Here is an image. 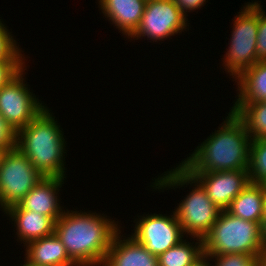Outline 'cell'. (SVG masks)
<instances>
[{"label":"cell","instance_id":"ac0fdd59","mask_svg":"<svg viewBox=\"0 0 266 266\" xmlns=\"http://www.w3.org/2000/svg\"><path fill=\"white\" fill-rule=\"evenodd\" d=\"M236 80V91L239 92L234 103H252L266 99V61L256 62Z\"/></svg>","mask_w":266,"mask_h":266},{"label":"cell","instance_id":"d6a6232c","mask_svg":"<svg viewBox=\"0 0 266 266\" xmlns=\"http://www.w3.org/2000/svg\"><path fill=\"white\" fill-rule=\"evenodd\" d=\"M20 266H38V265L30 264V263H28V262L25 260V261H24V264H21Z\"/></svg>","mask_w":266,"mask_h":266},{"label":"cell","instance_id":"7a4b0ae2","mask_svg":"<svg viewBox=\"0 0 266 266\" xmlns=\"http://www.w3.org/2000/svg\"><path fill=\"white\" fill-rule=\"evenodd\" d=\"M218 130L179 163L188 172L247 170L250 138L243 121L230 110Z\"/></svg>","mask_w":266,"mask_h":266},{"label":"cell","instance_id":"4dcf8cb0","mask_svg":"<svg viewBox=\"0 0 266 266\" xmlns=\"http://www.w3.org/2000/svg\"><path fill=\"white\" fill-rule=\"evenodd\" d=\"M6 151H7V150L0 148V165H1V162H2L3 156H4V154L6 153Z\"/></svg>","mask_w":266,"mask_h":266},{"label":"cell","instance_id":"ba28073f","mask_svg":"<svg viewBox=\"0 0 266 266\" xmlns=\"http://www.w3.org/2000/svg\"><path fill=\"white\" fill-rule=\"evenodd\" d=\"M25 70L26 66L0 89V115L16 132L47 108L30 92L32 90L23 78Z\"/></svg>","mask_w":266,"mask_h":266},{"label":"cell","instance_id":"f1b7e54d","mask_svg":"<svg viewBox=\"0 0 266 266\" xmlns=\"http://www.w3.org/2000/svg\"><path fill=\"white\" fill-rule=\"evenodd\" d=\"M260 229L262 244L264 246V249H266V215H263V220L261 222Z\"/></svg>","mask_w":266,"mask_h":266},{"label":"cell","instance_id":"83f0119b","mask_svg":"<svg viewBox=\"0 0 266 266\" xmlns=\"http://www.w3.org/2000/svg\"><path fill=\"white\" fill-rule=\"evenodd\" d=\"M209 255L203 253L192 265L190 266H212V264L208 261Z\"/></svg>","mask_w":266,"mask_h":266},{"label":"cell","instance_id":"9c48e42d","mask_svg":"<svg viewBox=\"0 0 266 266\" xmlns=\"http://www.w3.org/2000/svg\"><path fill=\"white\" fill-rule=\"evenodd\" d=\"M187 22L188 18L172 0H147L141 22L130 38L138 40L147 36L153 42L163 41L184 30L189 31Z\"/></svg>","mask_w":266,"mask_h":266},{"label":"cell","instance_id":"e0dca14e","mask_svg":"<svg viewBox=\"0 0 266 266\" xmlns=\"http://www.w3.org/2000/svg\"><path fill=\"white\" fill-rule=\"evenodd\" d=\"M265 184H248L226 209L231 215L261 223L264 215Z\"/></svg>","mask_w":266,"mask_h":266},{"label":"cell","instance_id":"5b68a950","mask_svg":"<svg viewBox=\"0 0 266 266\" xmlns=\"http://www.w3.org/2000/svg\"><path fill=\"white\" fill-rule=\"evenodd\" d=\"M260 225L261 223L244 220L222 210L202 239L203 253L250 254L259 257L264 249Z\"/></svg>","mask_w":266,"mask_h":266},{"label":"cell","instance_id":"4316f807","mask_svg":"<svg viewBox=\"0 0 266 266\" xmlns=\"http://www.w3.org/2000/svg\"><path fill=\"white\" fill-rule=\"evenodd\" d=\"M177 7L180 9V12L187 18L188 12H192L196 9L202 8L206 4V0H172ZM187 12V13H186Z\"/></svg>","mask_w":266,"mask_h":266},{"label":"cell","instance_id":"3957f363","mask_svg":"<svg viewBox=\"0 0 266 266\" xmlns=\"http://www.w3.org/2000/svg\"><path fill=\"white\" fill-rule=\"evenodd\" d=\"M53 114L47 107L28 125L19 129L16 147L44 177L66 179L64 154L67 141Z\"/></svg>","mask_w":266,"mask_h":266},{"label":"cell","instance_id":"4fadbf2b","mask_svg":"<svg viewBox=\"0 0 266 266\" xmlns=\"http://www.w3.org/2000/svg\"><path fill=\"white\" fill-rule=\"evenodd\" d=\"M120 233L121 230L115 235L102 266H158L157 256L134 237L126 239Z\"/></svg>","mask_w":266,"mask_h":266},{"label":"cell","instance_id":"1f68e13d","mask_svg":"<svg viewBox=\"0 0 266 266\" xmlns=\"http://www.w3.org/2000/svg\"><path fill=\"white\" fill-rule=\"evenodd\" d=\"M264 215H266V184H265V195H264Z\"/></svg>","mask_w":266,"mask_h":266},{"label":"cell","instance_id":"7c38bea8","mask_svg":"<svg viewBox=\"0 0 266 266\" xmlns=\"http://www.w3.org/2000/svg\"><path fill=\"white\" fill-rule=\"evenodd\" d=\"M64 180L65 179L59 177H44L20 201L19 205L24 210L41 213L56 222L65 211L64 207H61L60 197H58V192L61 190L60 188H62Z\"/></svg>","mask_w":266,"mask_h":266},{"label":"cell","instance_id":"484cf974","mask_svg":"<svg viewBox=\"0 0 266 266\" xmlns=\"http://www.w3.org/2000/svg\"><path fill=\"white\" fill-rule=\"evenodd\" d=\"M17 132L0 115V148L11 150L16 147Z\"/></svg>","mask_w":266,"mask_h":266},{"label":"cell","instance_id":"8992f818","mask_svg":"<svg viewBox=\"0 0 266 266\" xmlns=\"http://www.w3.org/2000/svg\"><path fill=\"white\" fill-rule=\"evenodd\" d=\"M240 11L233 20L231 39L222 60L226 73L234 81L256 63L258 3H246Z\"/></svg>","mask_w":266,"mask_h":266},{"label":"cell","instance_id":"30bf717a","mask_svg":"<svg viewBox=\"0 0 266 266\" xmlns=\"http://www.w3.org/2000/svg\"><path fill=\"white\" fill-rule=\"evenodd\" d=\"M134 233L131 234L151 254L159 256L177 245L184 238L175 211L172 215L146 214L136 218ZM137 221V222H136Z\"/></svg>","mask_w":266,"mask_h":266},{"label":"cell","instance_id":"cb8c5ba5","mask_svg":"<svg viewBox=\"0 0 266 266\" xmlns=\"http://www.w3.org/2000/svg\"><path fill=\"white\" fill-rule=\"evenodd\" d=\"M260 1L247 2L258 3V34L256 37V62L266 61V13L262 8Z\"/></svg>","mask_w":266,"mask_h":266},{"label":"cell","instance_id":"f546056e","mask_svg":"<svg viewBox=\"0 0 266 266\" xmlns=\"http://www.w3.org/2000/svg\"><path fill=\"white\" fill-rule=\"evenodd\" d=\"M258 266H266V249H263L262 253L258 257Z\"/></svg>","mask_w":266,"mask_h":266},{"label":"cell","instance_id":"7402d4cb","mask_svg":"<svg viewBox=\"0 0 266 266\" xmlns=\"http://www.w3.org/2000/svg\"><path fill=\"white\" fill-rule=\"evenodd\" d=\"M2 22H0V61L25 60V55L21 54L23 50H20L12 32Z\"/></svg>","mask_w":266,"mask_h":266},{"label":"cell","instance_id":"2e32d148","mask_svg":"<svg viewBox=\"0 0 266 266\" xmlns=\"http://www.w3.org/2000/svg\"><path fill=\"white\" fill-rule=\"evenodd\" d=\"M25 260L38 266H77L55 233L28 243Z\"/></svg>","mask_w":266,"mask_h":266},{"label":"cell","instance_id":"603a6c76","mask_svg":"<svg viewBox=\"0 0 266 266\" xmlns=\"http://www.w3.org/2000/svg\"><path fill=\"white\" fill-rule=\"evenodd\" d=\"M209 261L215 262L212 266H258V257L250 254L209 255Z\"/></svg>","mask_w":266,"mask_h":266},{"label":"cell","instance_id":"277c9868","mask_svg":"<svg viewBox=\"0 0 266 266\" xmlns=\"http://www.w3.org/2000/svg\"><path fill=\"white\" fill-rule=\"evenodd\" d=\"M154 179L155 181L151 186L159 191L164 189L174 190L185 185L187 187L189 184L190 186L193 185L191 192L179 202L177 209L174 210L183 233L187 234V238L190 235L193 240L195 237L203 239L217 221L221 212L209 199L203 186L180 164Z\"/></svg>","mask_w":266,"mask_h":266},{"label":"cell","instance_id":"8fae6325","mask_svg":"<svg viewBox=\"0 0 266 266\" xmlns=\"http://www.w3.org/2000/svg\"><path fill=\"white\" fill-rule=\"evenodd\" d=\"M206 190L209 199L222 211L250 184L247 170L189 172Z\"/></svg>","mask_w":266,"mask_h":266},{"label":"cell","instance_id":"6da1fadb","mask_svg":"<svg viewBox=\"0 0 266 266\" xmlns=\"http://www.w3.org/2000/svg\"><path fill=\"white\" fill-rule=\"evenodd\" d=\"M66 210L55 222L54 233L70 259L77 266H101L122 227L99 212Z\"/></svg>","mask_w":266,"mask_h":266},{"label":"cell","instance_id":"d4e9b609","mask_svg":"<svg viewBox=\"0 0 266 266\" xmlns=\"http://www.w3.org/2000/svg\"><path fill=\"white\" fill-rule=\"evenodd\" d=\"M25 63V60L0 61V89L26 65Z\"/></svg>","mask_w":266,"mask_h":266},{"label":"cell","instance_id":"52a82bcc","mask_svg":"<svg viewBox=\"0 0 266 266\" xmlns=\"http://www.w3.org/2000/svg\"><path fill=\"white\" fill-rule=\"evenodd\" d=\"M44 178L17 148L7 150L0 165V202L7 208L20 201Z\"/></svg>","mask_w":266,"mask_h":266},{"label":"cell","instance_id":"ffe728a7","mask_svg":"<svg viewBox=\"0 0 266 266\" xmlns=\"http://www.w3.org/2000/svg\"><path fill=\"white\" fill-rule=\"evenodd\" d=\"M195 240L194 244V242L189 243V241L183 239L177 245L159 255L157 257L158 266L192 265L203 254L202 238L195 237Z\"/></svg>","mask_w":266,"mask_h":266},{"label":"cell","instance_id":"d6986e66","mask_svg":"<svg viewBox=\"0 0 266 266\" xmlns=\"http://www.w3.org/2000/svg\"><path fill=\"white\" fill-rule=\"evenodd\" d=\"M231 108L243 121L252 140L266 138V102L235 103Z\"/></svg>","mask_w":266,"mask_h":266},{"label":"cell","instance_id":"9a60e30c","mask_svg":"<svg viewBox=\"0 0 266 266\" xmlns=\"http://www.w3.org/2000/svg\"><path fill=\"white\" fill-rule=\"evenodd\" d=\"M105 18L127 38L137 30L147 0H97Z\"/></svg>","mask_w":266,"mask_h":266},{"label":"cell","instance_id":"836d02e7","mask_svg":"<svg viewBox=\"0 0 266 266\" xmlns=\"http://www.w3.org/2000/svg\"><path fill=\"white\" fill-rule=\"evenodd\" d=\"M0 206H1L0 209L3 210V212H5V209L2 207L1 202H0Z\"/></svg>","mask_w":266,"mask_h":266},{"label":"cell","instance_id":"44dd1931","mask_svg":"<svg viewBox=\"0 0 266 266\" xmlns=\"http://www.w3.org/2000/svg\"><path fill=\"white\" fill-rule=\"evenodd\" d=\"M247 171L251 183L266 184V138L251 141Z\"/></svg>","mask_w":266,"mask_h":266},{"label":"cell","instance_id":"5bb4252c","mask_svg":"<svg viewBox=\"0 0 266 266\" xmlns=\"http://www.w3.org/2000/svg\"><path fill=\"white\" fill-rule=\"evenodd\" d=\"M9 220L14 221L16 227L17 240L25 246L31 241L52 235L54 233L55 222L48 216L24 210L19 204L13 205L5 210Z\"/></svg>","mask_w":266,"mask_h":266}]
</instances>
